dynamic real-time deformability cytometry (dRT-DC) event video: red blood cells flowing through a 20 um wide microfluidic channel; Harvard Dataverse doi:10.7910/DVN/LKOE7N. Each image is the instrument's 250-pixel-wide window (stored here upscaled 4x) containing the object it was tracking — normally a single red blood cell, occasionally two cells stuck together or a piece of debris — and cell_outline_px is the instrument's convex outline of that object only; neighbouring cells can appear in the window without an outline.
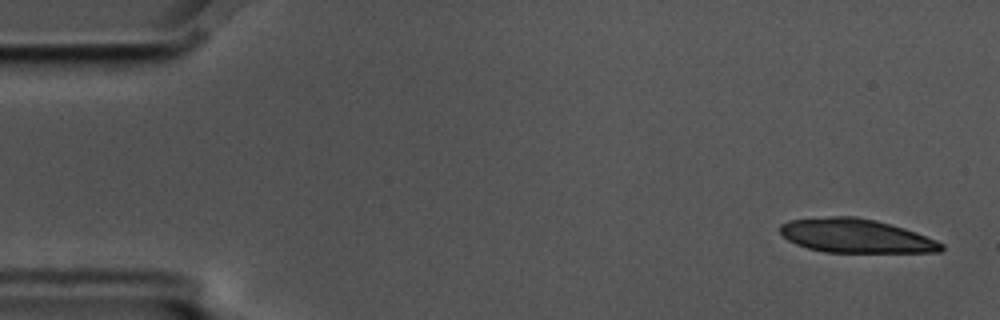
{"species": "common noctule bat (a hibernating species)", "species_latin": "Nyctalus noctula", "temperature_condition": "cold", "stored_images_in_passage": 4, "camera_frame_rate_fps": 3000, "um_per_image_px": 0.085, "animal": {"sex": "male", "body_mass_g": 17.5, "forearm_length_mm": 52.3}, "frame": {"image": 1, "passage_image": 1, "time_ms": 0.0, "image_size_px": [1000, 320], "cell_outline_px": [[944, 248], [940, 252], [824, 252], [808, 248], [796, 244], [788, 240], [780, 232], [780, 224], [788, 220], [832, 216], [856, 216], [876, 220], [892, 224], [916, 232], [936, 240], [944, 244]], "centroid_in_image_um": [72.75, 20.04], "position_along_channel_um": 12.3, "area_um2": 31.91}}